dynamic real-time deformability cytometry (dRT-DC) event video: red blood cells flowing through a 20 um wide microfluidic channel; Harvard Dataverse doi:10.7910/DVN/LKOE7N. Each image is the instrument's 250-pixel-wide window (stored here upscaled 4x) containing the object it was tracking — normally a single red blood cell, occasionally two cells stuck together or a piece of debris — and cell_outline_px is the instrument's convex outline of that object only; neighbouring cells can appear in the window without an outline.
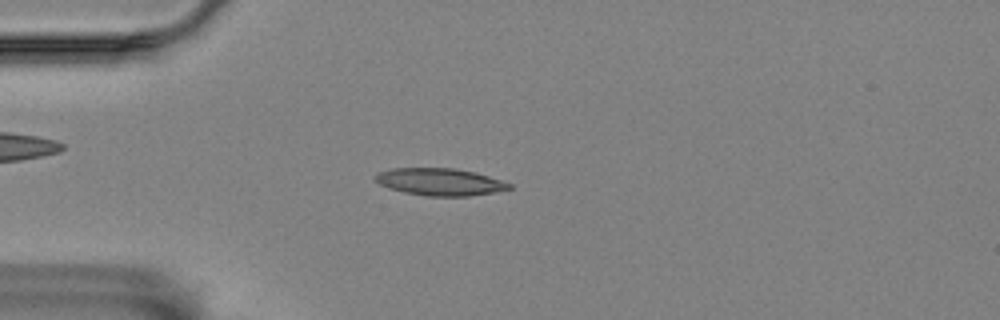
{"species": "Egyptian fruit bat (a non-hibernating species)", "species_latin": "Rousettus aegyptiacus", "temperature_condition": "room temperature", "stored_images_in_passage": 55, "camera_frame_rate_fps": 3000, "um_per_image_px": 0.085, "animal": {"sex": "female"}, "frame": {"image": 1, "passage_image": 14, "time_ms": 4.333, "image_size_px": [1000, 320], "cell_outline_px": [[512, 188], [496, 192], [468, 196], [424, 196], [404, 192], [388, 188], [380, 184], [372, 176], [380, 172], [392, 168], [456, 168], [476, 172], [512, 184]], "centroid_in_image_um": [37.39, 15.46], "position_along_channel_um": 47.6, "area_um2": 21.33}}
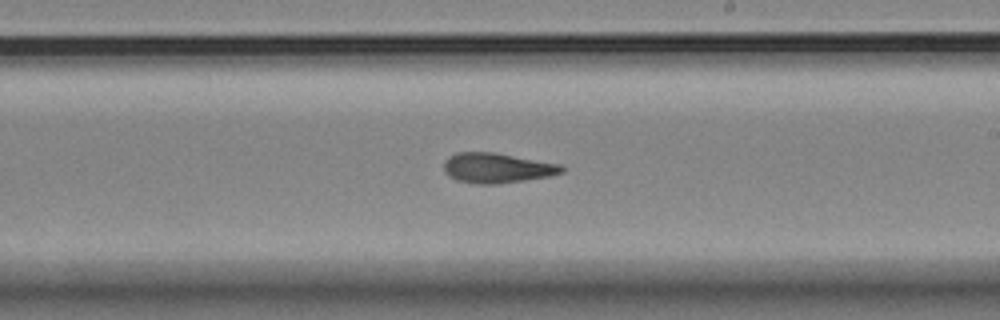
{"frame": {"image": 2, "passage_image": 32, "time_ms": 10.333, "image_size_px": [1000, 320], "cell_outline_px": [[564, 172], [548, 176], [524, 180], [496, 184], [480, 184], [456, 180], [448, 176], [444, 172], [444, 160], [448, 156], [456, 152], [492, 152], [564, 164]], "centroid_in_image_um": [42.24, 14.27], "position_along_channel_um": 246.8, "area_um2": 20.75}}
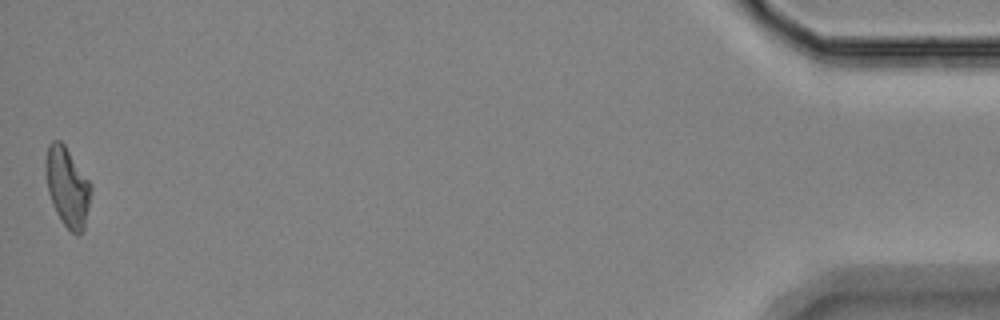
{"frame": {"image": 3, "passage_image": 55, "time_ms": 18.0, "image_size_px": [1000, 320], "cell_outline_px": [[92, 188], [84, 232], [76, 236], [60, 220], [52, 204], [48, 192], [44, 172], [44, 164], [48, 144], [52, 140], [60, 140], [64, 144], [88, 180]], "centroid_in_image_um": [5.7, 15.9], "position_along_channel_um": 429.5, "area_um2": 21.1}, "authors_computed_cell_mechanics": {"area_um2": 20.519, "velocity_mm_per_s": 3.5513, "shape_relaxation_time_tau1_ms": null, "shape_relaxation_time_tau2_ms": 3.1186, "deformation_change_tau1": null, "deformation_change_tau2": 0.1208}}